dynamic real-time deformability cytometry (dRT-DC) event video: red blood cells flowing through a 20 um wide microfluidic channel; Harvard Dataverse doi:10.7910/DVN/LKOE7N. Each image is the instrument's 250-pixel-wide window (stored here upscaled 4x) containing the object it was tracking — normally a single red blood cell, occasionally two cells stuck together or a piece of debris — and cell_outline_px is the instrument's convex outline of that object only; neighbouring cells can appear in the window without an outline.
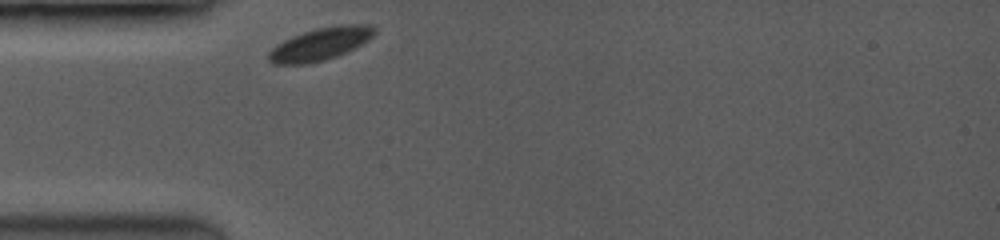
{"species": "common noctule bat (a hibernating species)", "species_latin": "Nyctalus noctula", "temperature_condition": "room temperature", "stored_images_in_passage": 27, "camera_frame_rate_fps": 3500, "um_per_image_px": 0.085, "animal": {"sex": "female", "body_mass_g": 19.0, "forearm_length_mm": 53.3}, "frame": {"image": 1, "passage_image": 1, "time_ms": 0.0, "image_size_px": [1000, 240], "cell_outline_px": [[376, 32], [368, 40], [336, 56], [324, 60], [304, 64], [272, 64], [268, 60], [268, 52], [276, 44], [292, 36], [316, 28], [340, 24], [372, 24], [376, 28]], "centroid_in_image_um": [27.21, 3.72], "position_along_channel_um": 57.8, "area_um2": 20.0}}
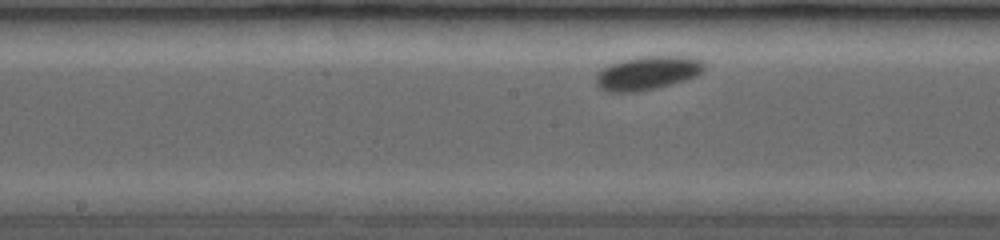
{"frame": {"image": 2, "passage_image": 12, "time_ms": 3.714, "image_size_px": [1000, 240], "cell_outline_px": [[704, 72], [696, 76], [684, 80], [652, 88], [632, 92], [608, 92], [600, 88], [596, 84], [596, 76], [608, 64], [620, 60], [636, 56], [692, 56], [704, 60]], "centroid_in_image_um": [55.06, 6.17], "position_along_channel_um": 193.1, "area_um2": 21.27}}
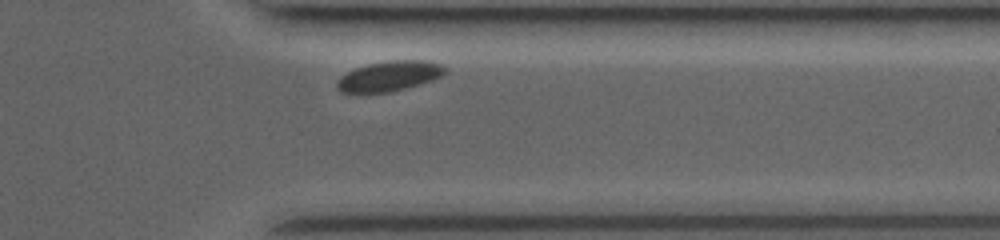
{"frame": {"image": 3, "passage_image": 25, "time_ms": 8.571, "image_size_px": [1000, 240], "cell_outline_px": [[444, 72], [440, 76], [432, 80], [420, 84], [388, 92], [340, 92], [336, 88], [336, 84], [340, 76], [356, 68], [368, 64], [392, 60], [424, 60], [440, 64], [444, 68]], "centroid_in_image_um": [33.05, 6.46], "position_along_channel_um": 378.3, "area_um2": 18.55}}